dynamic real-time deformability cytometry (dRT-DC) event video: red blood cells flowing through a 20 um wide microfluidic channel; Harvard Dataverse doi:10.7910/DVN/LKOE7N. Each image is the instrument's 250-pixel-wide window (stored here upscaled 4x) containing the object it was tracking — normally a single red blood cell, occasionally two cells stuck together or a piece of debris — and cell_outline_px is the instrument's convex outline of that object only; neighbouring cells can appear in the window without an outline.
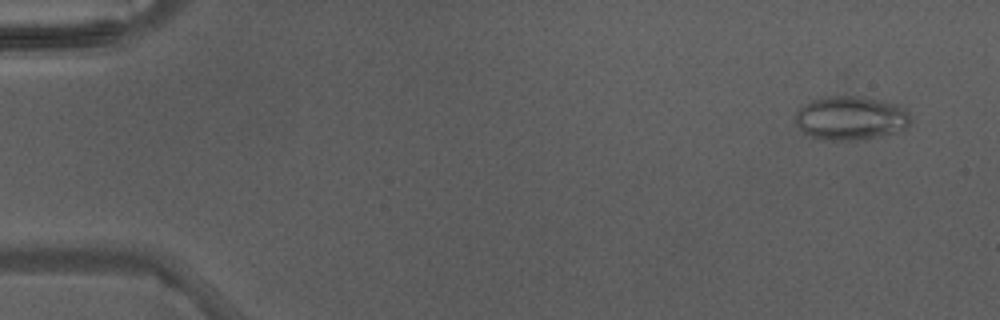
{"species": "Egyptian fruit bat (a non-hibernating species)", "species_latin": "Rousettus aegyptiacus", "temperature_condition": "warm", "stored_images_in_passage": 5, "camera_frame_rate_fps": 3000, "um_per_image_px": 0.085, "animal": {"sex": "male"}, "frame": {"image": 1, "passage_image": 5, "time_ms": 1.333, "image_size_px": [1000, 320], "cell_outline_px": [[912, 120], [904, 132], [852, 140], [824, 140], [808, 136], [796, 124], [796, 112], [804, 104], [812, 100], [824, 96], [860, 96], [900, 104], [908, 112]], "centroid_in_image_um": [72.35, 10.03], "position_along_channel_um": 12.6, "area_um2": 29.82}}